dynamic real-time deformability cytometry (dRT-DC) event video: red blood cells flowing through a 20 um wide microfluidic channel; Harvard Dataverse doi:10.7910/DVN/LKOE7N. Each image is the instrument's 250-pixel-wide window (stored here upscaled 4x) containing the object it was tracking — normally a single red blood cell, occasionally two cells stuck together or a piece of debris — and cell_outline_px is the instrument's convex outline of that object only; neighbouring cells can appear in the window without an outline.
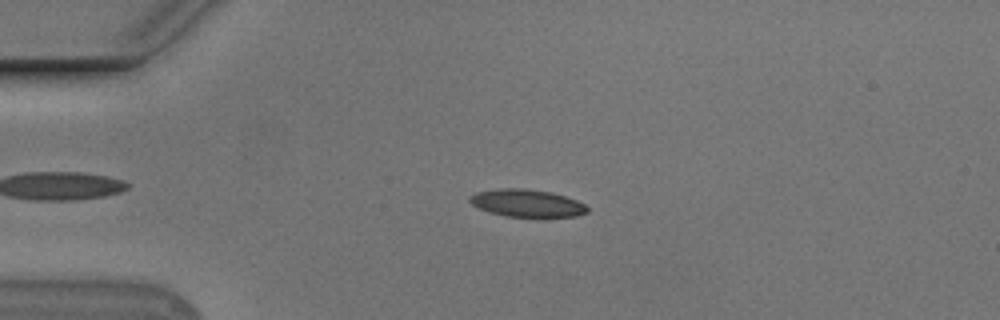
{"species": "Egyptian fruit bat (a non-hibernating species)", "species_latin": "Rousettus aegyptiacus", "temperature_condition": "cold", "stored_images_in_passage": 54, "camera_frame_rate_fps": 3000, "um_per_image_px": 0.085, "animal": {"sex": "male"}, "frame": {"image": 1, "passage_image": 13, "time_ms": 4.0, "image_size_px": [1000, 320], "cell_outline_px": [[588, 212], [576, 216], [544, 220], [540, 220], [504, 216], [488, 212], [472, 204], [468, 200], [468, 196], [476, 192], [500, 188], [524, 188], [548, 192], [564, 196], [576, 200], [584, 204], [588, 208]], "centroid_in_image_um": [44.81, 17.33], "position_along_channel_um": 40.2, "area_um2": 19.71}}
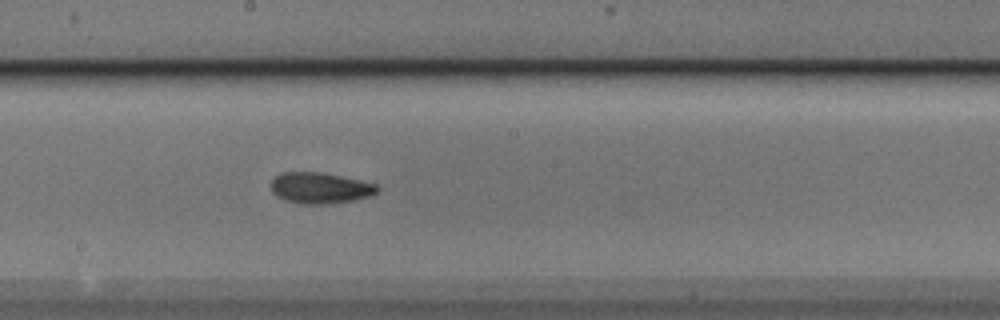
{"frame": {"image": 2, "passage_image": 30, "time_ms": 9.667, "image_size_px": [1000, 320], "cell_outline_px": [[380, 192], [372, 196], [352, 200], [324, 204], [300, 204], [284, 200], [276, 196], [272, 192], [272, 180], [280, 172], [320, 172], [340, 176], [376, 184], [380, 188]], "centroid_in_image_um": [27.21, 15.98], "position_along_channel_um": 221.0, "area_um2": 19.25}}
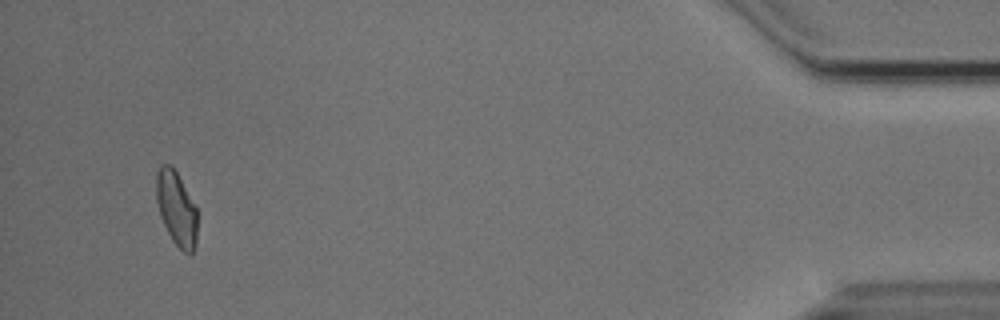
{"frame": {"image": 3, "passage_image": 52, "time_ms": 17.0, "image_size_px": [1000, 320], "cell_outline_px": [[196, 244], [192, 256], [188, 256], [172, 240], [160, 216], [156, 200], [156, 172], [160, 164], [168, 164], [176, 172], [196, 208]], "centroid_in_image_um": [14.98, 17.76], "position_along_channel_um": 420.2, "area_um2": 17.57}, "authors_computed_cell_mechanics": {"area_um2": 18.3515, "velocity_mm_per_s": 3.7496, "shape_relaxation_time_tau1_ms": 4.298, "shape_relaxation_time_tau2_ms": 3.551, "deformation_change_tau1": 0.1411, "deformation_change_tau2": 0.0991}}